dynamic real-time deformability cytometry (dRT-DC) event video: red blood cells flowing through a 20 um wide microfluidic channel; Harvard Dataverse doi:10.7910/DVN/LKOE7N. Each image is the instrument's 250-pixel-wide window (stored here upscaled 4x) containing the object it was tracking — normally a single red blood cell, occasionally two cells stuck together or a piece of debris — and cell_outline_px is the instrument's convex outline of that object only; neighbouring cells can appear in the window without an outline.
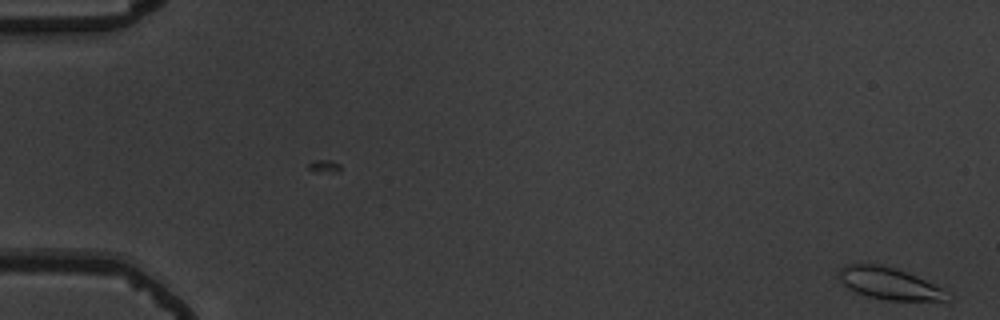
{"species": "common noctule bat (a hibernating species)", "species_latin": "Nyctalus noctula", "temperature_condition": "warm", "stored_images_in_passage": 55, "camera_frame_rate_fps": 3000, "um_per_image_px": 0.085, "animal": {"sex": "male", "body_mass_g": 19.5, "forearm_length_mm": 54.6}, "frame": {"image": 1, "passage_image": 2, "time_ms": 0.333, "image_size_px": [1000, 320], "cell_outline_px": [[948, 300], [888, 300], [868, 296], [856, 292], [848, 288], [836, 276], [840, 268], [844, 264], [860, 260], [880, 264], [916, 276], [940, 288]], "centroid_in_image_um": [75.38, 24.03], "position_along_channel_um": 9.6, "area_um2": 20.0}}
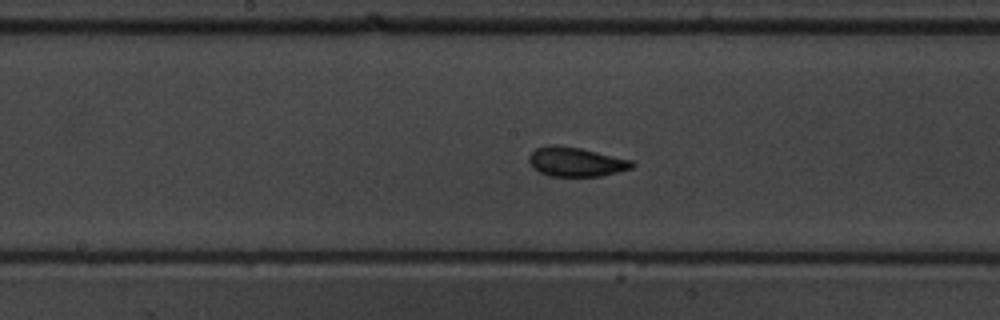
{"frame": {"image": 2, "passage_image": 30, "time_ms": 9.667, "image_size_px": [1000, 320], "cell_outline_px": [[636, 164], [632, 168], [600, 176], [548, 176], [532, 168], [528, 160], [528, 156], [536, 148], [548, 144], [552, 144], [580, 148], [632, 160]], "centroid_in_image_um": [48.92, 13.75], "position_along_channel_um": 199.3, "area_um2": 17.63}}
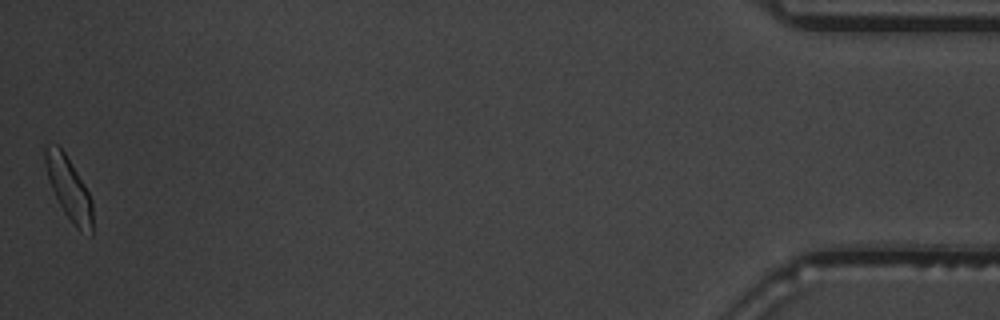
{"frame": {"image": 3, "passage_image": 55, "time_ms": 18.0, "image_size_px": [1000, 320], "cell_outline_px": [[92, 236], [80, 232], [76, 228], [64, 212], [48, 180], [44, 164], [44, 144], [56, 144], [64, 152], [84, 184], [92, 200]], "centroid_in_image_um": [5.84, 16.02], "position_along_channel_um": 429.4, "area_um2": 17.22}, "authors_computed_cell_mechanics": {"area_um2": 17.3978, "velocity_mm_per_s": 3.7977, "shape_relaxation_time_tau1_ms": 3.6924, "shape_relaxation_time_tau2_ms": 1.593, "deformation_change_tau1": 0.1302, "deformation_change_tau2": 0.0516}}